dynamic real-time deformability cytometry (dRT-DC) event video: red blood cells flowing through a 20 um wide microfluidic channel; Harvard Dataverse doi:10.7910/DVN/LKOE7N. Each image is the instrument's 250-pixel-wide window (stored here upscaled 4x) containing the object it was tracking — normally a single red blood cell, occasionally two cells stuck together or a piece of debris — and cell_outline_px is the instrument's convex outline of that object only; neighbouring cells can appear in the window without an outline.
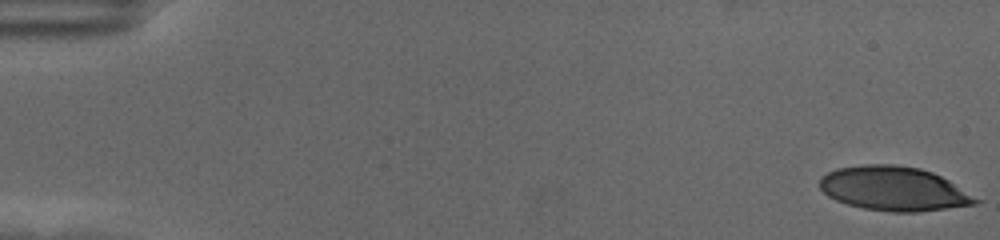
{"species": "human", "species_latin": "Homo sapiens", "temperature_condition": "cold", "stored_images_in_passage": 58, "camera_frame_rate_fps": 3000, "um_per_image_px": 0.085, "donor": {"sex": "female"}, "frame": {"image": 1, "passage_image": 1, "time_ms": 0.0, "image_size_px": [1000, 240], "cell_outline_px": [[984, 200], [976, 204], [916, 212], [892, 212], [864, 208], [848, 204], [836, 200], [828, 196], [820, 188], [820, 176], [836, 168], [864, 164], [896, 164], [920, 168], [932, 172], [948, 180]], "centroid_in_image_um": [75.99, 16.03], "position_along_channel_um": 9.0, "area_um2": 40.29}}
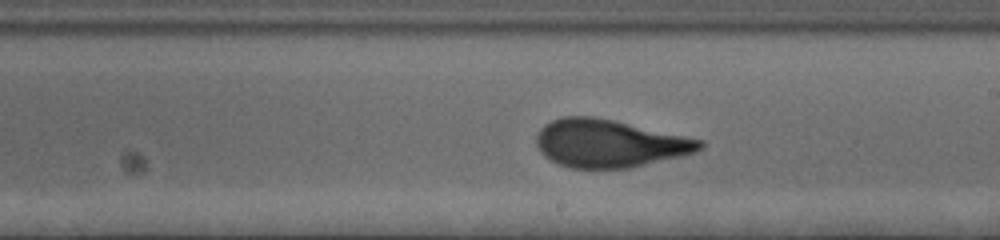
{"frame": {"image": 2, "passage_image": 34, "time_ms": 11.0, "image_size_px": [1000, 240], "cell_outline_px": [[704, 148], [696, 152], [684, 156], [632, 168], [568, 168], [556, 164], [544, 156], [540, 152], [536, 144], [536, 136], [540, 128], [544, 124], [552, 120], [564, 116], [592, 116], [612, 120], [704, 140]], "centroid_in_image_um": [51.79, 12.21], "position_along_channel_um": 237.2, "area_um2": 45.89}}
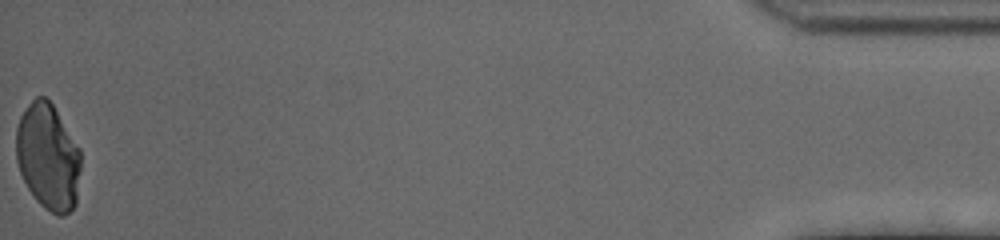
{"frame": {"image": 3, "passage_image": 58, "time_ms": 19.0, "image_size_px": [1000, 240], "cell_outline_px": [[80, 168], [76, 204], [64, 216], [56, 216], [44, 208], [36, 200], [28, 188], [20, 172], [16, 160], [16, 128], [20, 116], [24, 108], [36, 96], [44, 96], [52, 104], [80, 148]], "centroid_in_image_um": [4.07, 13.33], "position_along_channel_um": 431.1, "area_um2": 40.23}, "authors_computed_cell_mechanics": {"area_um2": 44.0725, "velocity_mm_per_s": 3.5325, "shape_relaxation_time_tau1_ms": 9.0991, "shape_relaxation_time_tau2_ms": null, "deformation_change_tau1": 0.2798, "deformation_change_tau2": null}}